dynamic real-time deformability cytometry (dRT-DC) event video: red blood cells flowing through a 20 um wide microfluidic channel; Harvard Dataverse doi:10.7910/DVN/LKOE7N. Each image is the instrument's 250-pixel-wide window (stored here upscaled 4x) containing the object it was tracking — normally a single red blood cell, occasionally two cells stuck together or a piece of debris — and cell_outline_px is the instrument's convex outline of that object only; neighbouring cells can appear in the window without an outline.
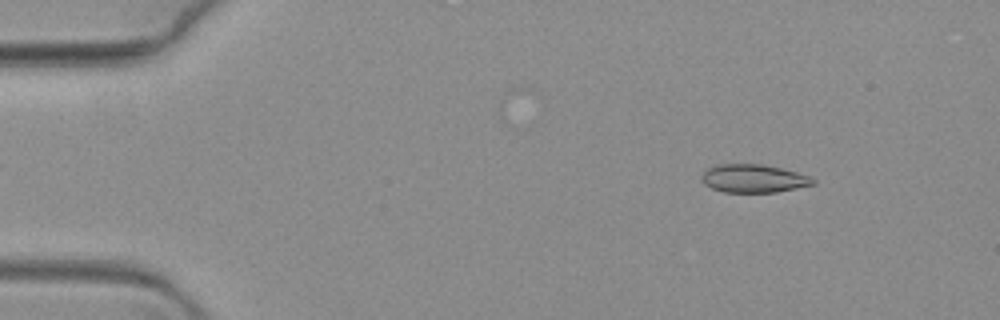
{"species": "common noctule bat (a hibernating species)", "species_latin": "Nyctalus noctula", "temperature_condition": "warm", "stored_images_in_passage": 68, "camera_frame_rate_fps": 3000, "um_per_image_px": 0.085, "animal": {"sex": "female", "body_mass_g": 19.3, "forearm_length_mm": 54.1}, "frame": {"image": 1, "passage_image": 9, "time_ms": 2.667, "image_size_px": [1000, 320], "cell_outline_px": [[816, 184], [776, 192], [724, 192], [712, 188], [704, 184], [700, 180], [700, 176], [708, 168], [716, 164], [764, 164], [796, 172], [808, 176], [816, 180]], "centroid_in_image_um": [64.02, 15.17], "position_along_channel_um": 21.0, "area_um2": 18.32}}
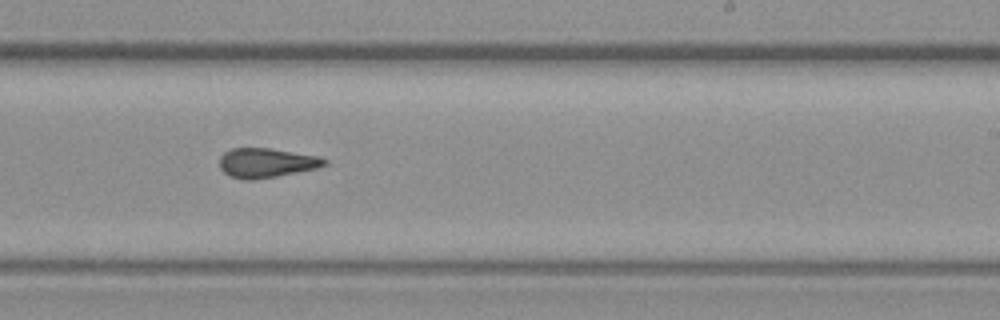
{"frame": {"image": 2, "passage_image": 42, "time_ms": 13.667, "image_size_px": [1000, 320], "cell_outline_px": [[328, 164], [316, 168], [276, 176], [252, 180], [244, 180], [228, 176], [220, 168], [220, 156], [224, 152], [232, 148], [268, 148], [320, 156], [328, 160]], "centroid_in_image_um": [22.63, 13.84], "position_along_channel_um": 266.4, "area_um2": 18.03}}
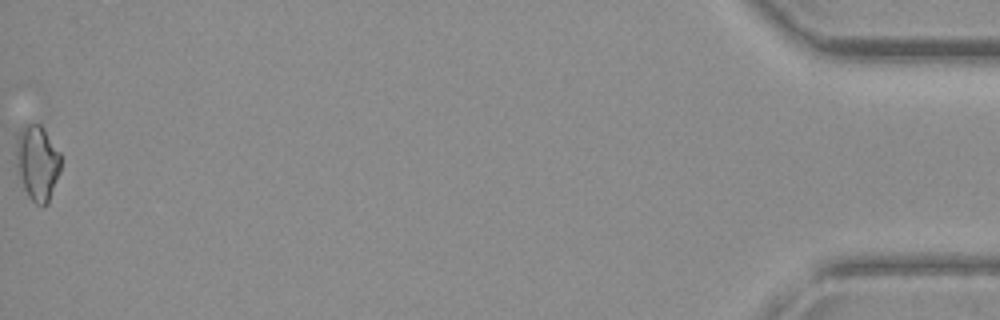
{"frame": {"image": 3, "passage_image": 68, "time_ms": 22.333, "image_size_px": [1000, 320], "cell_outline_px": [[60, 172], [48, 204], [36, 204], [28, 196], [24, 188], [16, 164], [16, 132], [24, 124], [40, 124], [44, 128], [60, 152]], "centroid_in_image_um": [3.17, 13.79], "position_along_channel_um": 432.0, "area_um2": 19.71}}